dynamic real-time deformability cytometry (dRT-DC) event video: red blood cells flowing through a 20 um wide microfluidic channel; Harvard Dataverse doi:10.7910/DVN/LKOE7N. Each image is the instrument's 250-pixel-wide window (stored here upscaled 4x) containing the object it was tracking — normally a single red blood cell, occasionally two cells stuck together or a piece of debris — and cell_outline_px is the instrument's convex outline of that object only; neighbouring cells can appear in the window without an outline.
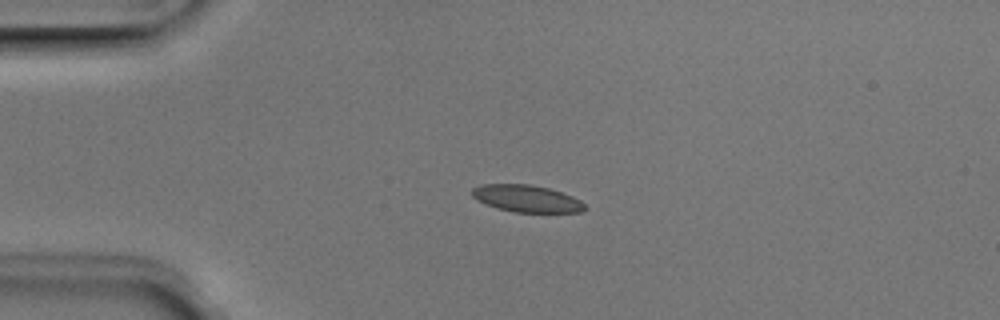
{"species": "Egyptian fruit bat (a non-hibernating species)", "species_latin": "Rousettus aegyptiacus", "temperature_condition": "room temperature", "stored_images_in_passage": 4, "camera_frame_rate_fps": 3000, "um_per_image_px": 0.085, "animal": {"sex": "male"}, "frame": {"image": 1, "passage_image": 2, "time_ms": 0.333, "image_size_px": [1000, 320], "cell_outline_px": [[588, 208], [584, 212], [512, 212], [496, 208], [476, 200], [472, 196], [472, 188], [480, 184], [532, 184], [548, 188], [572, 196], [580, 200]], "centroid_in_image_um": [44.75, 16.88], "position_along_channel_um": 40.2, "area_um2": 17.92}}